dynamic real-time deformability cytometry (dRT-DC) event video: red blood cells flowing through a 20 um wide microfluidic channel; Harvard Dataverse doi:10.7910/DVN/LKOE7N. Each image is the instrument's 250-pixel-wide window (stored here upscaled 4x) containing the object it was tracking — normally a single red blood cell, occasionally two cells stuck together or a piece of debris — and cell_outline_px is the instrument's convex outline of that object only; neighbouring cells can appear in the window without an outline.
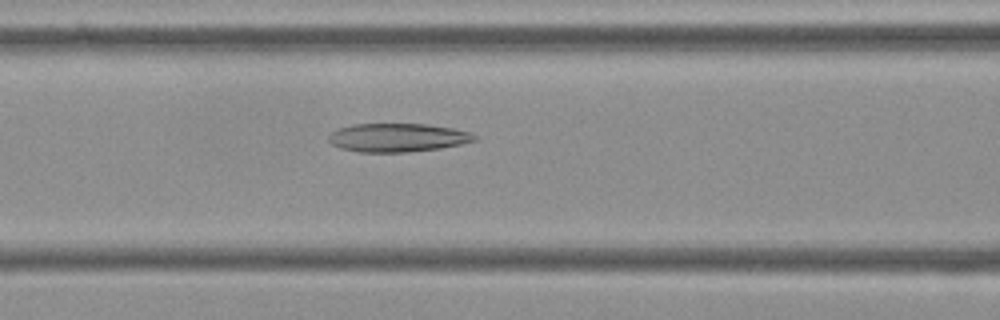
{"species": "Egyptian fruit bat (a non-hibernating species)", "species_latin": "Rousettus aegyptiacus", "temperature_condition": "cold", "stored_images_in_passage": 48, "camera_frame_rate_fps": 3000, "um_per_image_px": 0.085, "frame": {"image": 1, "passage_image": 15, "time_ms": 4.667, "image_size_px": [1000, 320], "cell_outline_px": [[476, 140], [460, 144], [440, 148], [408, 152], [360, 152], [340, 148], [332, 144], [328, 140], [328, 136], [336, 128], [352, 124], [428, 124], [452, 128], [472, 132], [476, 136]], "centroid_in_image_um": [33.77, 11.69], "position_along_channel_um": 132.8, "area_um2": 24.33}}
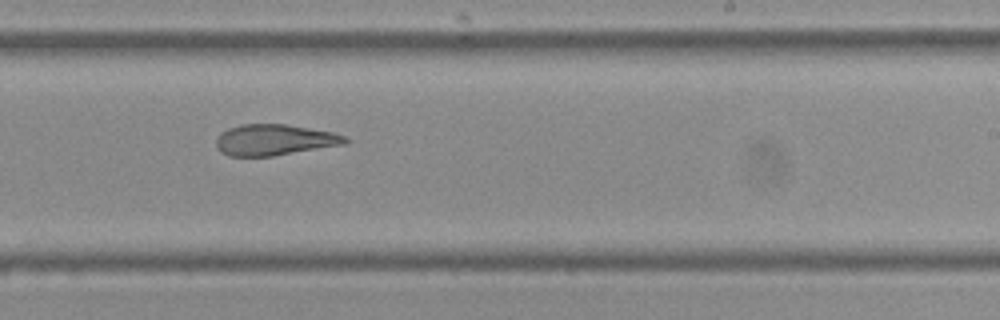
{"frame": {"image": 2, "passage_image": 26, "time_ms": 8.333, "image_size_px": [1000, 320], "cell_outline_px": [[348, 140], [344, 144], [272, 156], [228, 156], [220, 152], [216, 148], [216, 140], [220, 132], [228, 128], [240, 124], [284, 124], [332, 132], [348, 136]], "centroid_in_image_um": [23.28, 11.89], "position_along_channel_um": 265.7, "area_um2": 23.29}}
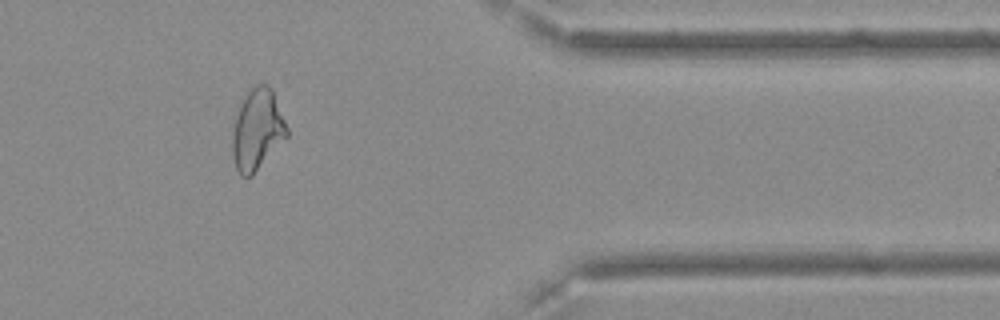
{"frame": {"image": 3, "passage_image": 38, "time_ms": 12.333, "image_size_px": [1000, 320], "cell_outline_px": [[288, 136], [252, 176], [240, 176], [236, 168], [232, 156], [232, 140], [236, 116], [240, 100], [256, 84], [268, 84], [272, 88], [288, 128]], "centroid_in_image_um": [21.87, 11.01], "position_along_channel_um": 389.5, "area_um2": 25.78}, "authors_computed_cell_mechanics": {"area_um2": 25.432, "velocity_mm_per_s": 3.6285, "shape_relaxation_time_tau1_ms": null, "shape_relaxation_time_tau2_ms": 5.3623, "deformation_change_tau1": null, "deformation_change_tau2": 0.1577}}